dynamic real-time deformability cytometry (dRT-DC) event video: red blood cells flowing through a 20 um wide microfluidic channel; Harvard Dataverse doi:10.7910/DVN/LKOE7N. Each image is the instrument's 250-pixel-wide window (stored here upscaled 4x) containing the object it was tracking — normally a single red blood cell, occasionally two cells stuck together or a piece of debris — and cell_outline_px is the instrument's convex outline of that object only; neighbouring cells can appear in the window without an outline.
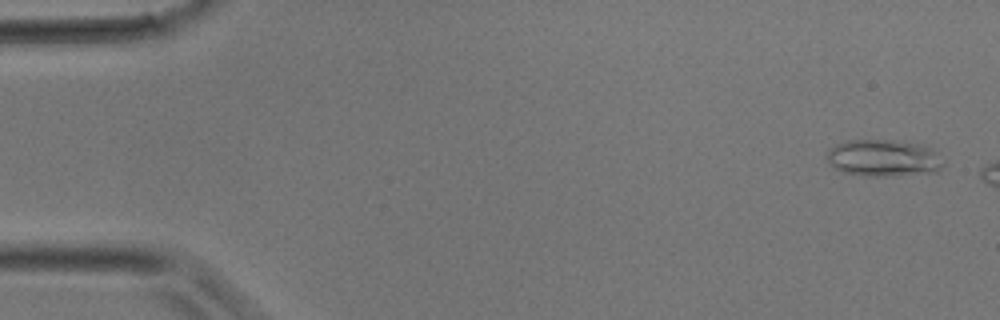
{"species": "common noctule bat (a hibernating species)", "species_latin": "Nyctalus noctula", "temperature_condition": "room temperature", "stored_images_in_passage": 6, "camera_frame_rate_fps": 3000, "um_per_image_px": 0.085, "animal": {"sex": "male", "body_mass_g": 17.9}, "frame": {"image": 1, "passage_image": 2, "time_ms": 0.333, "image_size_px": [1000, 320], "cell_outline_px": [[944, 164], [936, 172], [884, 176], [864, 176], [844, 172], [828, 164], [828, 148], [836, 144], [848, 140], [892, 140], [916, 144], [932, 148]], "centroid_in_image_um": [75.06, 13.43], "position_along_channel_um": 9.9, "area_um2": 24.8}}